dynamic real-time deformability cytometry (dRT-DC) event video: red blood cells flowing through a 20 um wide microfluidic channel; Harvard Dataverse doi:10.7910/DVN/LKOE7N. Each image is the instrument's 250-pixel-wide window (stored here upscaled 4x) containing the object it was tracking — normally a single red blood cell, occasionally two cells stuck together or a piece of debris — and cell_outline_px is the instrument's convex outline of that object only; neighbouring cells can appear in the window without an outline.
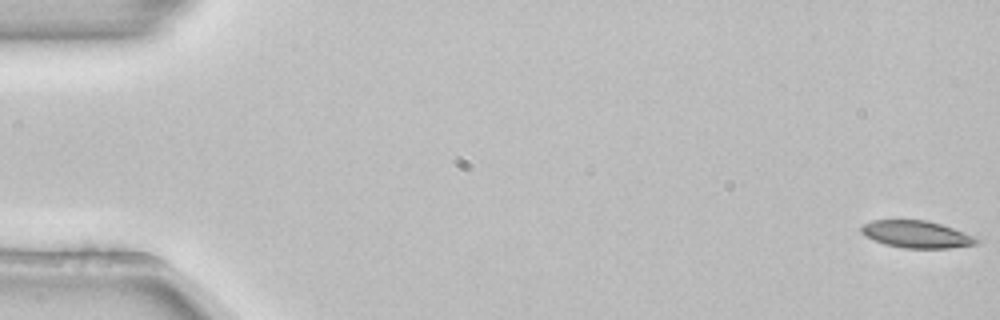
{"species": "common noctule bat (a hibernating species)", "species_latin": "Nyctalus noctula", "temperature_condition": "room temperature", "stored_images_in_passage": 54, "camera_frame_rate_fps": 3000, "um_per_image_px": 0.085, "animal": {"sex": "female", "body_mass_g": 22.7, "forearm_length_mm": 54.2}, "frame": {"image": 1, "passage_image": 1, "time_ms": 0.0, "image_size_px": [1000, 320], "cell_outline_px": [[984, 240], [976, 244], [948, 248], [904, 248], [884, 244], [864, 236], [860, 232], [860, 228], [864, 224], [872, 220], [928, 220], [984, 236]], "centroid_in_image_um": [78.05, 19.91], "position_along_channel_um": 6.9, "area_um2": 18.96}}
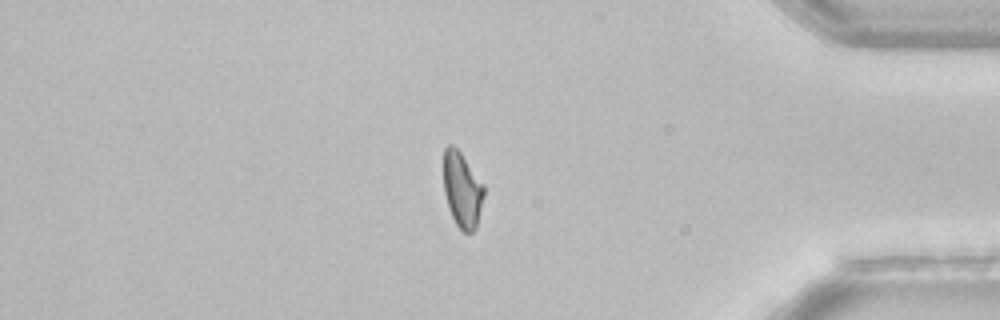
{"frame": {"image": 2, "passage_image": 46, "time_ms": 15.0, "image_size_px": [1000, 320], "cell_outline_px": [[484, 196], [476, 228], [472, 232], [464, 232], [456, 224], [448, 208], [444, 192], [444, 148], [448, 144], [452, 144], [460, 152], [484, 184]], "centroid_in_image_um": [39.28, 16.13], "position_along_channel_um": 395.9, "area_um2": 17.69}}
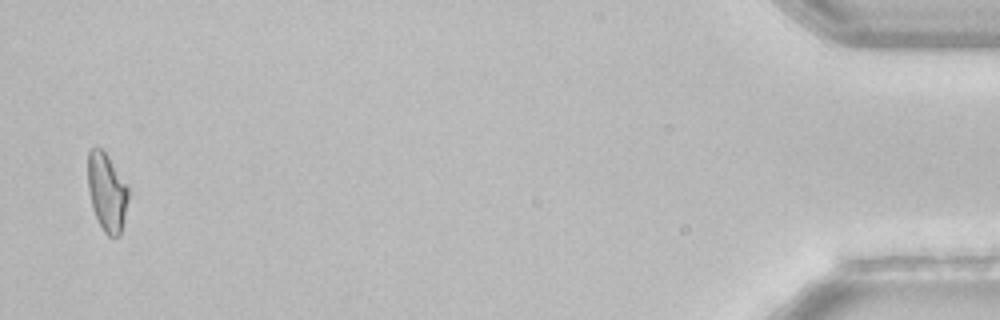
{"frame": {"image": 3, "passage_image": 53, "time_ms": 17.333, "image_size_px": [1000, 320], "cell_outline_px": [[128, 200], [124, 220], [120, 236], [108, 236], [104, 232], [92, 208], [88, 188], [88, 152], [92, 148], [100, 148], [108, 156], [128, 184]], "centroid_in_image_um": [9.1, 16.33], "position_along_channel_um": 426.1, "area_um2": 18.44}, "authors_computed_cell_mechanics": {"area_um2": 19.1896, "velocity_mm_per_s": 3.8615, "shape_relaxation_time_tau1_ms": 11.0426, "shape_relaxation_time_tau2_ms": null, "deformation_change_tau1": 0.1937, "deformation_change_tau2": null}}